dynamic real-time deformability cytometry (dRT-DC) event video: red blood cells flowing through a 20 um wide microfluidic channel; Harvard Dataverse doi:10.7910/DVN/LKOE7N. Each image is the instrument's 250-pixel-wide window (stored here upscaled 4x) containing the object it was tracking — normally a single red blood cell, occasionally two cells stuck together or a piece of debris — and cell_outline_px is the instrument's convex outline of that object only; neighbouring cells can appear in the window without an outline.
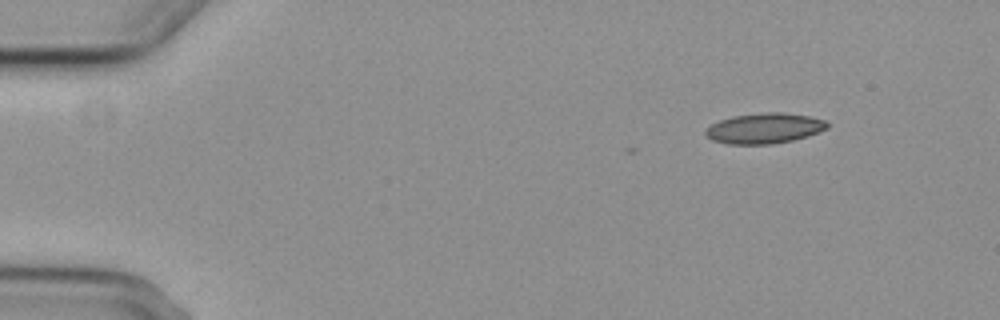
{"species": "common noctule bat (a hibernating species)", "species_latin": "Nyctalus noctula", "temperature_condition": "cold", "stored_images_in_passage": 6, "segment_of_instrument_passage": [2, 2], "camera_frame_rate_fps": 3000, "um_per_image_px": 0.085, "animal": {"sex": "female", "body_mass_g": 29.2, "forearm_length_mm": 56.3}, "frame": {"image": 1, "passage_image": 6, "time_ms": 7.0, "image_size_px": [1000, 320], "cell_outline_px": [[828, 128], [808, 136], [792, 140], [772, 144], [728, 144], [712, 140], [704, 136], [704, 128], [720, 120], [732, 116], [764, 112], [784, 112], [808, 116], [824, 120], [828, 124]], "centroid_in_image_um": [64.93, 10.9], "position_along_channel_um": 20.1, "area_um2": 21.68}}